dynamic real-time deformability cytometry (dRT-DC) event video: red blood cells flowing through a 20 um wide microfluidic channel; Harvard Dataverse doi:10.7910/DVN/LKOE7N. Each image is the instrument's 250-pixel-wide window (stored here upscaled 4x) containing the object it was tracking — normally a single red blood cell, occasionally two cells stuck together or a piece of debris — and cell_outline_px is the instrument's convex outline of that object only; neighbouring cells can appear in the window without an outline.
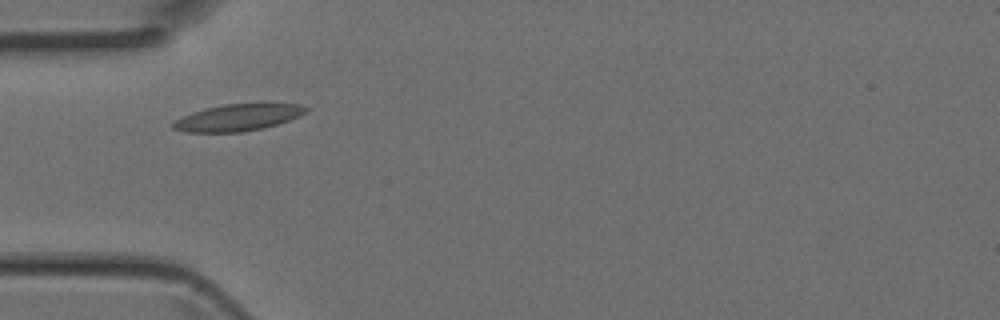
{"species": "Egyptian fruit bat (a non-hibernating species)", "species_latin": "Rousettus aegyptiacus", "temperature_condition": "room temperature", "stored_images_in_passage": 1, "camera_frame_rate_fps": 3000, "um_per_image_px": 0.085, "animal": {"sex": "female"}, "frame": {"image": 1, "passage_image": 1, "time_ms": 0.0, "image_size_px": [1000, 320], "cell_outline_px": [[308, 108], [300, 116], [264, 128], [240, 132], [184, 132], [172, 128], [172, 124], [176, 120], [192, 112], [204, 108], [224, 104], [264, 100], [268, 100], [304, 104]], "centroid_in_image_um": [20.33, 9.92], "position_along_channel_um": 64.7, "area_um2": 21.68}}